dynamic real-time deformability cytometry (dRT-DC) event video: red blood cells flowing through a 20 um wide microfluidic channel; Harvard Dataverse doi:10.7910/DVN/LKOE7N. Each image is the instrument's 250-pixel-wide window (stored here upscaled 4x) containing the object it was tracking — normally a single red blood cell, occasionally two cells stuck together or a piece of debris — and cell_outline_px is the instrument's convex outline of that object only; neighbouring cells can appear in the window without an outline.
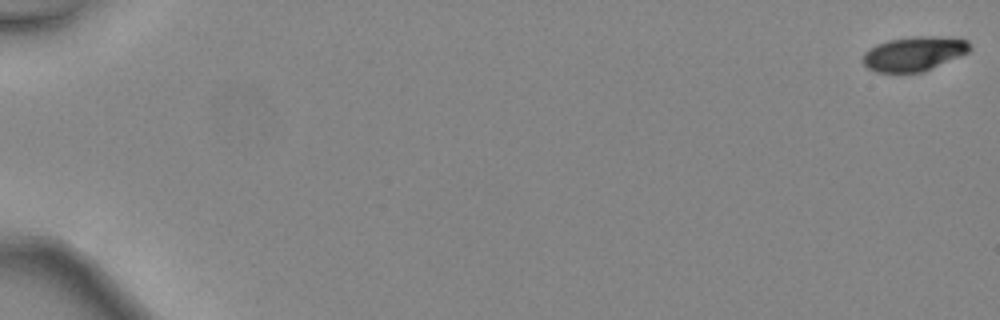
{"species": "common noctule bat (a hibernating species)", "species_latin": "Nyctalus noctula", "temperature_condition": "warm", "stored_images_in_passage": 48, "camera_frame_rate_fps": 3000, "um_per_image_px": 0.085, "animal": {"sex": "female", "body_mass_g": 24.6, "forearm_length_mm": 56.2}, "frame": {"image": 1, "passage_image": 1, "time_ms": 0.0, "image_size_px": [1000, 320], "cell_outline_px": [[972, 48], [968, 52], [960, 56], [924, 72], [876, 72], [868, 68], [864, 64], [864, 52], [868, 48], [876, 44], [888, 40], [916, 36], [940, 36], [968, 40]], "centroid_in_image_um": [77.7, 4.56], "position_along_channel_um": 7.3, "area_um2": 21.5}}
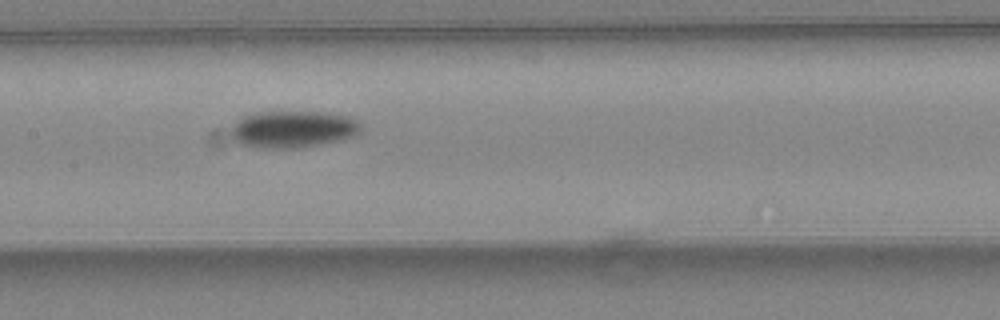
{"frame": {"image": 2, "passage_image": 26, "time_ms": 8.333, "image_size_px": [1000, 320], "cell_outline_px": [[360, 128], [352, 136], [320, 144], [296, 148], [256, 148], [236, 144], [232, 140], [232, 124], [236, 120], [244, 116], [260, 112], [320, 112], [344, 116], [356, 120], [360, 124]], "centroid_in_image_um": [24.77, 11.0], "position_along_channel_um": 182.6, "area_um2": 27.69}}
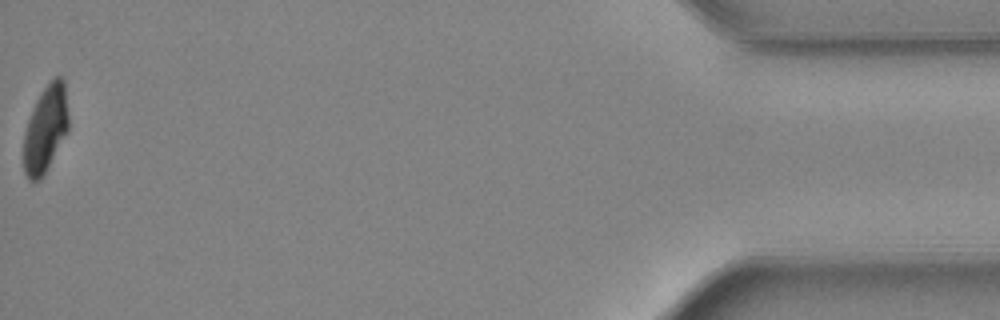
{"frame": {"image": 3, "passage_image": 48, "time_ms": 15.667, "image_size_px": [1000, 320], "cell_outline_px": [[68, 132], [40, 180], [28, 180], [24, 172], [24, 132], [28, 120], [36, 100], [44, 88], [56, 76], [60, 76], [64, 80], [68, 112]], "centroid_in_image_um": [3.88, 10.96], "position_along_channel_um": 431.3, "area_um2": 22.48}, "authors_computed_cell_mechanics": {"area_um2": 24.6228, "velocity_mm_per_s": 4.5403, "shape_relaxation_time_tau1_ms": 2.4306, "shape_relaxation_time_tau2_ms": null, "deformation_change_tau1": 0.1273, "deformation_change_tau2": null}}